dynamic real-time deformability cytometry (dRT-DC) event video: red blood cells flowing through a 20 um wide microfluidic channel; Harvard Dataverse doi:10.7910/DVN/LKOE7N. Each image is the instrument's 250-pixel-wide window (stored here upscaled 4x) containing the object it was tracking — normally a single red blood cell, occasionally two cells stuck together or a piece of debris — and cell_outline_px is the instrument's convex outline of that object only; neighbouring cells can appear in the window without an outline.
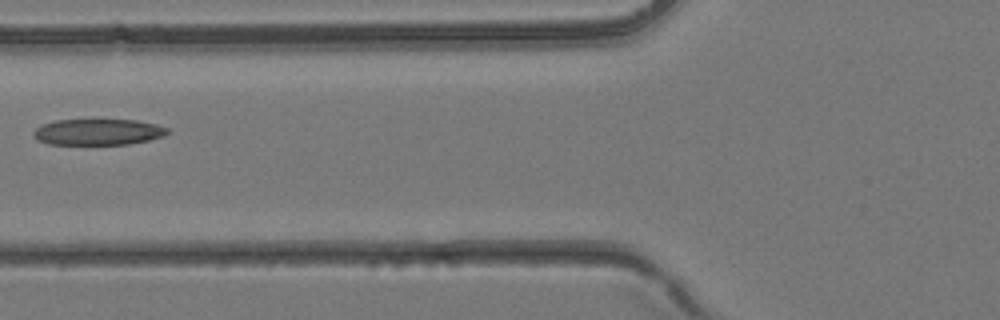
{"species": "common noctule bat (a hibernating species)", "species_latin": "Nyctalus noctula", "temperature_condition": "room temperature", "stored_images_in_passage": 2, "camera_frame_rate_fps": 3000, "um_per_image_px": 0.085, "animal": {"sex": "female", "body_mass_g": 24.6, "forearm_length_mm": 56.2}, "frame": {"image": 1, "passage_image": 2, "time_ms": 0.333, "image_size_px": [1000, 320], "cell_outline_px": [[172, 132], [164, 136], [148, 140], [128, 144], [48, 144], [36, 140], [32, 136], [32, 132], [40, 124], [56, 120], [136, 120], [156, 124], [168, 128]], "centroid_in_image_um": [8.31, 11.22], "position_along_channel_um": 117.5, "area_um2": 20.58}}